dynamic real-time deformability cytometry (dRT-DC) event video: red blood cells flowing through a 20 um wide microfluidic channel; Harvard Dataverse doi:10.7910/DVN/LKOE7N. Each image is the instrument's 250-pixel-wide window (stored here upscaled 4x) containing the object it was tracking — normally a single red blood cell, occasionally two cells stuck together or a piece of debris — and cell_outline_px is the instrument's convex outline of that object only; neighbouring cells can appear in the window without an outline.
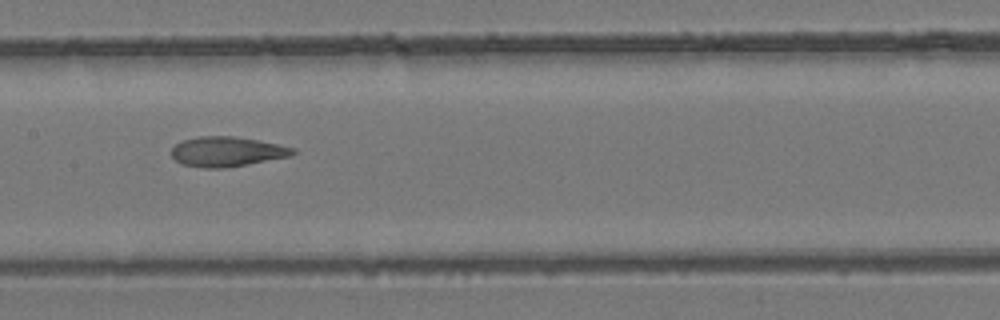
{"species": "common noctule bat (a hibernating species)", "species_latin": "Nyctalus noctula", "temperature_condition": "room temperature", "stored_images_in_passage": 6, "camera_frame_rate_fps": 3000, "um_per_image_px": 0.085, "animal": {"sex": "female", "body_mass_g": 24.6, "forearm_length_mm": 56.2}, "frame": {"image": 1, "passage_image": 6, "time_ms": 6.0, "image_size_px": [1000, 320], "cell_outline_px": [[296, 152], [288, 156], [248, 164], [224, 168], [204, 168], [180, 164], [172, 156], [172, 148], [176, 144], [184, 140], [196, 136], [232, 136], [256, 140], [296, 148]], "centroid_in_image_um": [19.25, 12.89], "position_along_channel_um": 188.2, "area_um2": 20.92}}